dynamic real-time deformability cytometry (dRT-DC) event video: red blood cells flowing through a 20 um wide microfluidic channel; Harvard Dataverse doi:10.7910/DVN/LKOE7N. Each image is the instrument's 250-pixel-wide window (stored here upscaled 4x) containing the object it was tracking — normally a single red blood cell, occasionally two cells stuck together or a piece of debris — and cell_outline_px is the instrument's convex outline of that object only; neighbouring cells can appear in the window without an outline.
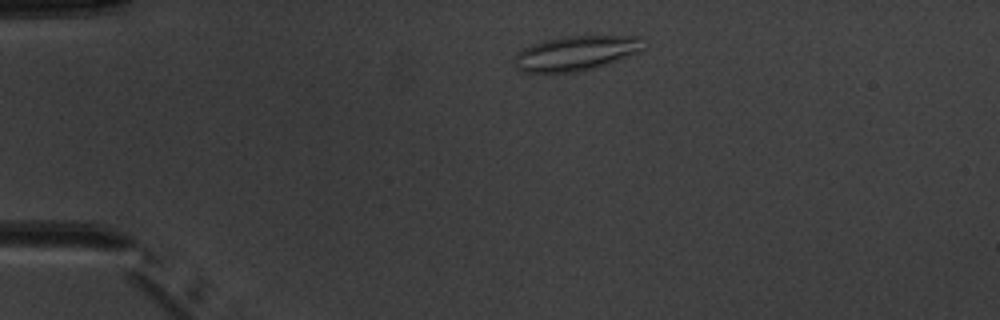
{"species": "common noctule bat (a hibernating species)", "species_latin": "Nyctalus noctula", "temperature_condition": "warm", "stored_images_in_passage": 3, "camera_frame_rate_fps": 3000, "um_per_image_px": 0.085, "animal": {"sex": "male", "body_mass_g": 20.1, "forearm_length_mm": 53.5}, "frame": {"image": 1, "passage_image": 2, "time_ms": 1.333, "image_size_px": [1000, 320], "cell_outline_px": [[648, 44], [640, 52], [608, 64], [576, 72], [520, 72], [512, 64], [512, 56], [516, 52], [532, 44], [564, 36], [640, 36]], "centroid_in_image_um": [48.96, 4.52], "position_along_channel_um": 36.0, "area_um2": 26.53}}